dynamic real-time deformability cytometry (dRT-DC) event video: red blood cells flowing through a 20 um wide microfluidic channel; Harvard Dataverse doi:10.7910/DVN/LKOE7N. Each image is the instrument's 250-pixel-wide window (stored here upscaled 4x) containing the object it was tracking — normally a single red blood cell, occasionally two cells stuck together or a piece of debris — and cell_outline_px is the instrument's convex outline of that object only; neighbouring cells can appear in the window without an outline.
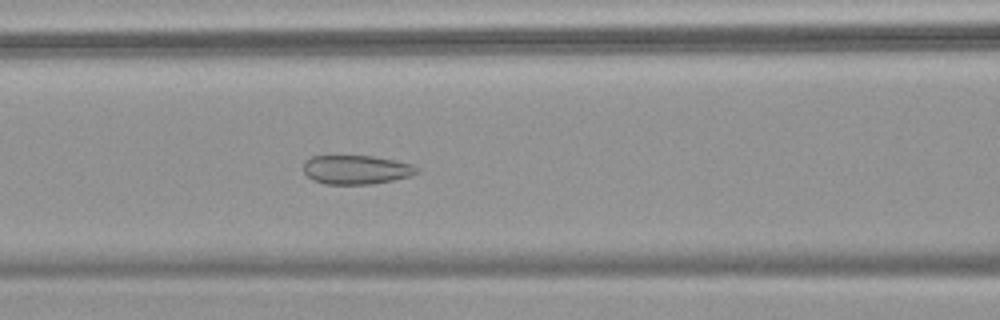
{"species": "common noctule bat (a hibernating species)", "species_latin": "Nyctalus noctula", "temperature_condition": "warm", "stored_images_in_passage": 56, "camera_frame_rate_fps": 3000, "um_per_image_px": 0.085, "animal": {"sex": "female", "body_mass_g": 18.4}, "frame": {"image": 1, "passage_image": 25, "time_ms": 8.0, "image_size_px": [1000, 320], "cell_outline_px": [[420, 172], [412, 176], [372, 184], [324, 184], [312, 180], [304, 172], [304, 160], [312, 156], [372, 156], [412, 164], [420, 168]], "centroid_in_image_um": [30.29, 14.43], "position_along_channel_um": 136.3, "area_um2": 19.25}}
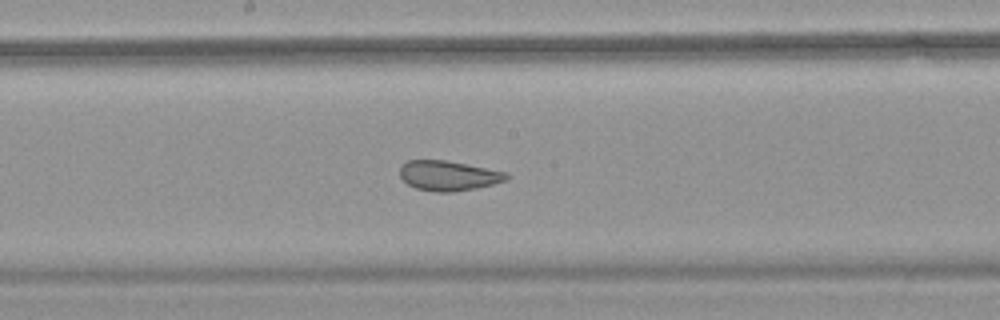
{"frame": {"image": 2, "passage_image": 31, "time_ms": 10.0, "image_size_px": [1000, 320], "cell_outline_px": [[508, 180], [476, 188], [452, 192], [436, 192], [416, 188], [408, 184], [400, 176], [400, 164], [408, 160], [444, 160], [504, 172], [508, 176]], "centroid_in_image_um": [38.06, 14.93], "position_along_channel_um": 210.1, "area_um2": 18.32}}
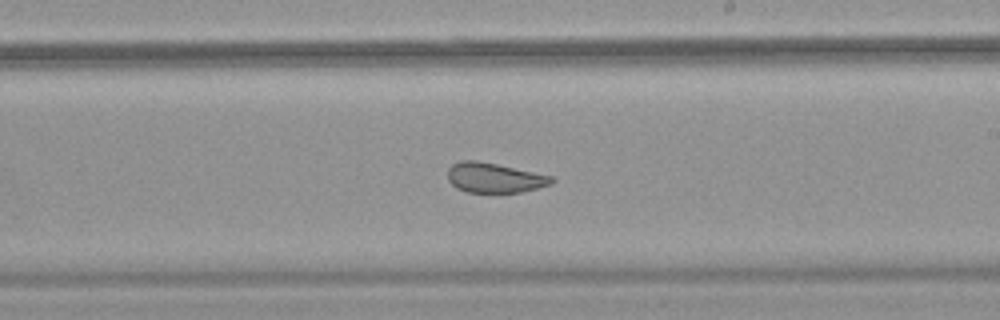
{"frame": {"image": 3, "passage_image": 34, "time_ms": 11.0, "image_size_px": [1000, 320], "cell_outline_px": [[556, 180], [552, 184], [520, 192], [468, 192], [456, 188], [448, 180], [448, 168], [452, 164], [460, 160], [476, 160], [496, 164], [552, 176]], "centroid_in_image_um": [42.0, 15.1], "position_along_channel_um": 247.0, "area_um2": 17.98}, "authors_computed_cell_mechanics": {"area_um2": 24.1604, "velocity_mm_per_s": 3.7038, "shape_relaxation_time_tau1_ms": null, "shape_relaxation_time_tau2_ms": 0.8443, "deformation_change_tau1": null, "deformation_change_tau2": 0.0668}}